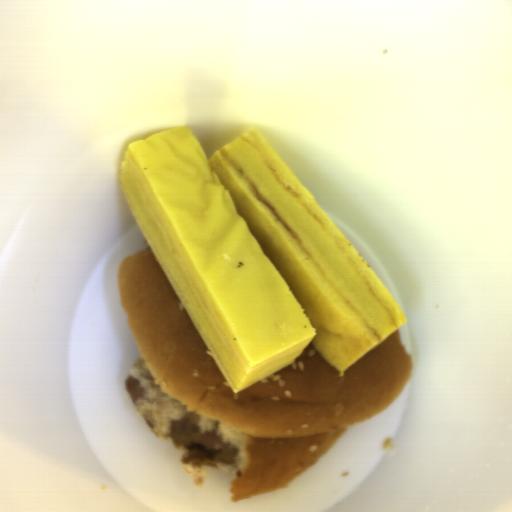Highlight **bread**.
Listing matches in <instances>:
<instances>
[{
	"label": "bread",
	"mask_w": 512,
	"mask_h": 512,
	"mask_svg": "<svg viewBox=\"0 0 512 512\" xmlns=\"http://www.w3.org/2000/svg\"><path fill=\"white\" fill-rule=\"evenodd\" d=\"M119 301L160 391L238 452L232 502L290 486L349 427L383 412L409 383L400 329L340 370L310 341L292 363L234 393L150 245L121 259Z\"/></svg>",
	"instance_id": "1"
}]
</instances>
